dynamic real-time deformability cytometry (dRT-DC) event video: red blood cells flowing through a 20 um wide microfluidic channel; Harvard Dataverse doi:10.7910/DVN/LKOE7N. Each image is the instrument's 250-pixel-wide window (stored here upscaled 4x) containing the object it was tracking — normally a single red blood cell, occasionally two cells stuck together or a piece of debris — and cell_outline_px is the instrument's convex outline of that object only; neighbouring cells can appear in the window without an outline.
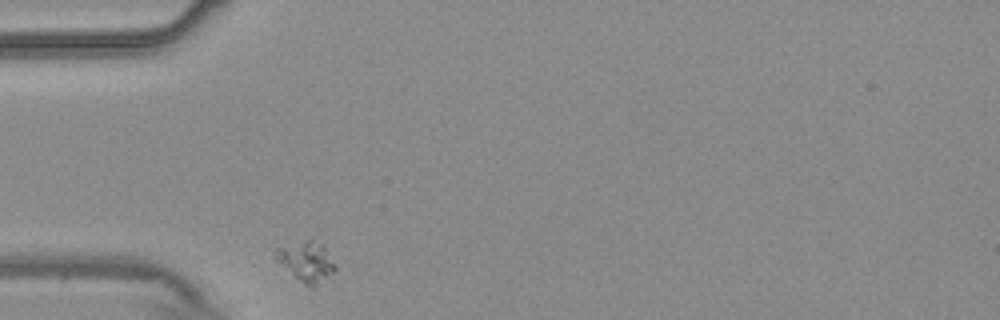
{"species": "common noctule bat (a hibernating species)", "species_latin": "Nyctalus noctula", "temperature_condition": "warm", "stored_images_in_passage": 2, "camera_frame_rate_fps": 3000, "um_per_image_px": 0.085, "animal": {"sex": "male", "body_mass_g": 20.4}, "frame": {"image": 1, "passage_image": 1, "time_ms": 0.0, "image_size_px": [1000, 320], "cell_outline_px": [[336, 268], [332, 272], [316, 284], [304, 284], [276, 260], [272, 256], [272, 252], [276, 248], [308, 240], [312, 240], [320, 244], [324, 248]], "centroid_in_image_um": [25.96, 22.19], "position_along_channel_um": 59.0, "area_um2": 13.01}}